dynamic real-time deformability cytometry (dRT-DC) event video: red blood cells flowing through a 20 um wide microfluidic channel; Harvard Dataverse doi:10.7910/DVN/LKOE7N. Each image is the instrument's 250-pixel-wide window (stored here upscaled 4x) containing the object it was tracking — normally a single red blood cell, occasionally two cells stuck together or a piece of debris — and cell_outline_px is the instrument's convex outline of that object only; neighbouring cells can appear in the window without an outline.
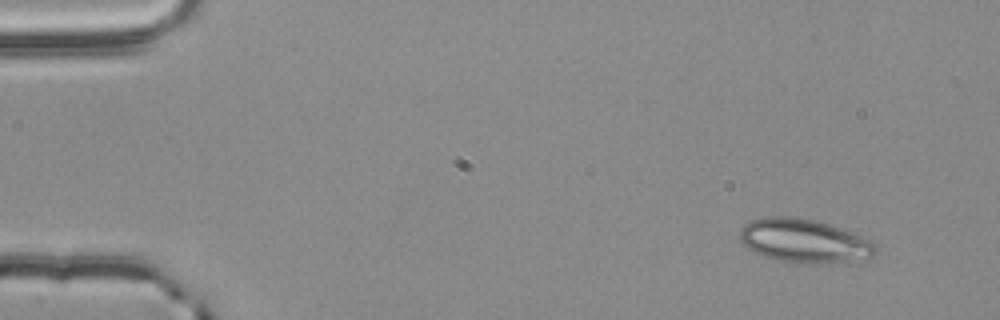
{"species": "common noctule bat (a hibernating species)", "species_latin": "Nyctalus noctula", "temperature_condition": "room temperature", "stored_images_in_passage": 52, "camera_frame_rate_fps": 3000, "um_per_image_px": 0.085, "animal": {"sex": "male", "body_mass_g": 20.4}, "frame": {"image": 1, "passage_image": 1, "time_ms": 0.0, "image_size_px": [1000, 320], "cell_outline_px": [[876, 252], [868, 260], [776, 260], [764, 256], [748, 248], [740, 240], [740, 228], [744, 224], [752, 220], [768, 216], [792, 216], [816, 220], [840, 228], [872, 240], [876, 244]], "centroid_in_image_um": [68.34, 20.41], "position_along_channel_um": 16.7, "area_um2": 33.47}}
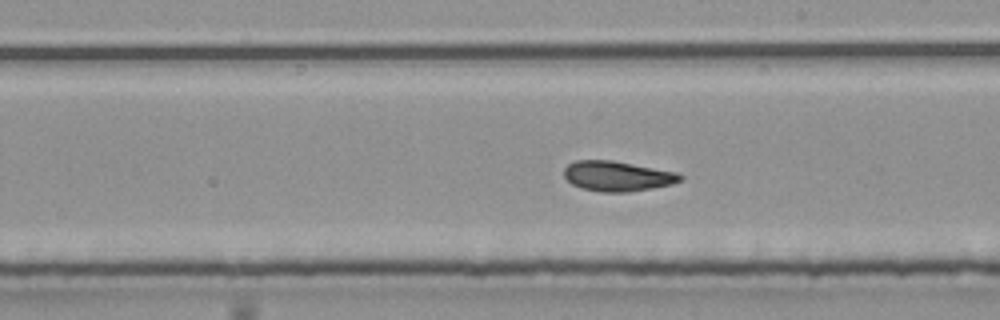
{"frame": {"image": 2, "passage_image": 28, "time_ms": 9.0, "image_size_px": [1000, 320], "cell_outline_px": [[684, 180], [672, 184], [628, 192], [600, 192], [580, 188], [572, 184], [564, 176], [564, 168], [568, 164], [576, 160], [612, 160], [676, 172], [684, 176]], "centroid_in_image_um": [52.47, 14.97], "position_along_channel_um": 236.5, "area_um2": 20.4}}
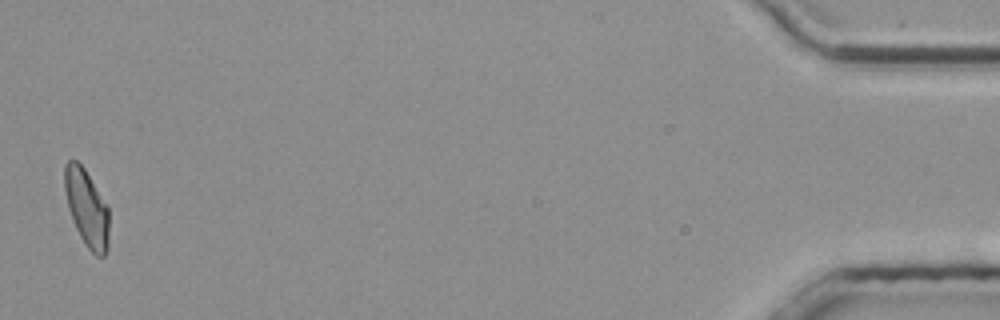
{"frame": {"image": 3, "passage_image": 51, "time_ms": 16.667, "image_size_px": [1000, 320], "cell_outline_px": [[108, 248], [104, 256], [96, 256], [84, 244], [76, 228], [68, 208], [64, 188], [64, 164], [68, 160], [76, 160], [84, 168], [108, 204]], "centroid_in_image_um": [7.37, 17.66], "position_along_channel_um": 427.8, "area_um2": 20.06}, "authors_computed_cell_mechanics": {"area_um2": 20.3745, "velocity_mm_per_s": 3.7727, "shape_relaxation_time_tau1_ms": null, "shape_relaxation_time_tau2_ms": 4.1856, "deformation_change_tau1": null, "deformation_change_tau2": 0.1148}}